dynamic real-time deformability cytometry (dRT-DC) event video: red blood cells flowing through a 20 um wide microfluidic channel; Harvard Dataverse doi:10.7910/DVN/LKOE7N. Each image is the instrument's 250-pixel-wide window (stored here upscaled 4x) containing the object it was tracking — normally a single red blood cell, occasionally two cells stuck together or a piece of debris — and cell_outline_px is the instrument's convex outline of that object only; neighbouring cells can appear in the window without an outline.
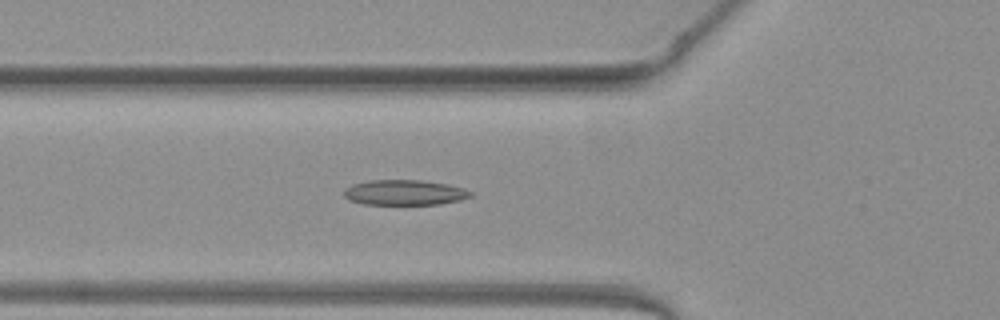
{"species": "common noctule bat (a hibernating species)", "species_latin": "Nyctalus noctula", "temperature_condition": "warm", "stored_images_in_passage": 35, "camera_frame_rate_fps": 3000, "um_per_image_px": 0.085, "animal": {"sex": "female", "body_mass_g": 19.3, "forearm_length_mm": 54.1}, "frame": {"image": 1, "passage_image": 3, "time_ms": 0.667, "image_size_px": [1000, 320], "cell_outline_px": [[472, 196], [460, 200], [440, 204], [364, 204], [348, 200], [344, 196], [344, 188], [352, 184], [368, 180], [420, 180], [448, 184], [464, 188], [472, 192]], "centroid_in_image_um": [34.37, 16.36], "position_along_channel_um": 91.4, "area_um2": 18.73}}
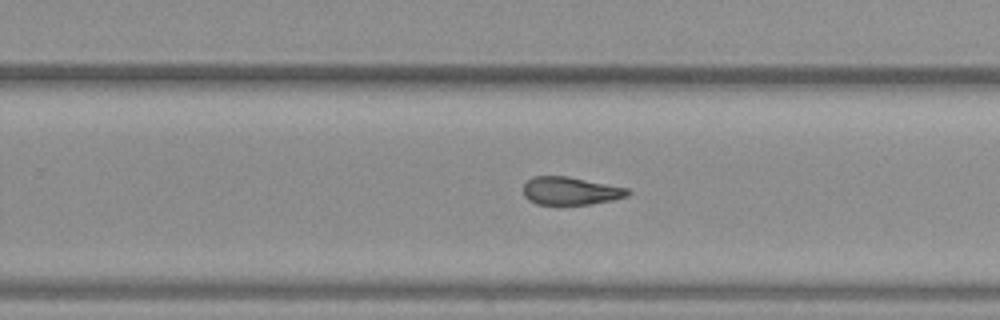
{"frame": {"image": 2, "passage_image": 17, "time_ms": 5.333, "image_size_px": [1000, 320], "cell_outline_px": [[632, 192], [628, 196], [612, 200], [592, 204], [536, 204], [528, 200], [524, 196], [524, 184], [532, 176], [568, 176], [628, 188]], "centroid_in_image_um": [48.5, 16.22], "position_along_channel_um": 281.3, "area_um2": 17.05}}
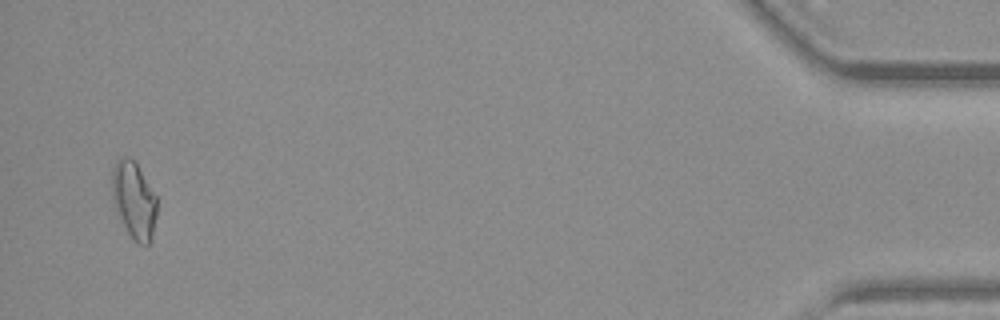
{"frame": {"image": 3, "passage_image": 34, "time_ms": 11.0, "image_size_px": [1000, 320], "cell_outline_px": [[156, 216], [152, 240], [144, 248], [136, 244], [128, 232], [112, 200], [112, 168], [116, 160], [124, 156], [128, 156], [136, 160], [156, 196]], "centroid_in_image_um": [11.4, 17.0], "position_along_channel_um": 423.8, "area_um2": 20.4}, "authors_computed_cell_mechanics": {"area_um2": 17.5712, "velocity_mm_per_s": 4.0666, "shape_relaxation_time_tau1_ms": null, "shape_relaxation_time_tau2_ms": 10.591, "deformation_change_tau1": null, "deformation_change_tau2": 0.2548}}